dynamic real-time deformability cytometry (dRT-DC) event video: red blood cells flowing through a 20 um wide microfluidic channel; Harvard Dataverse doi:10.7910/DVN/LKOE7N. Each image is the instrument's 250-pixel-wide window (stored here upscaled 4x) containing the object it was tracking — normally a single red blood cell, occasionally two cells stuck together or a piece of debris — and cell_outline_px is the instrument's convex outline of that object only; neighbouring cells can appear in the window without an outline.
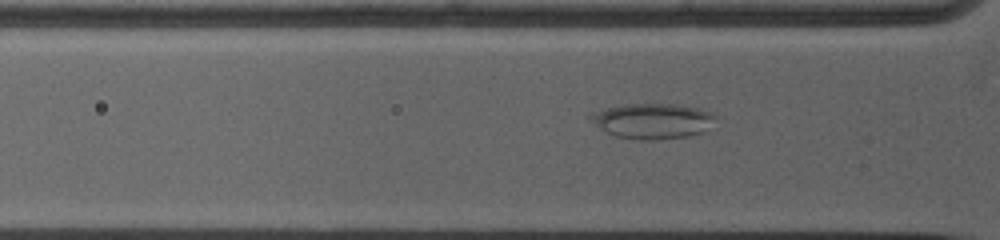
{"species": "common noctule bat (a hibernating species)", "species_latin": "Nyctalus noctula", "temperature_condition": "warm", "stored_images_in_passage": 33, "camera_frame_rate_fps": 5000, "um_per_image_px": 0.085, "animal": {"sex": "female", "body_mass_g": 19.0, "forearm_length_mm": 53.3}, "frame": {"image": 1, "passage_image": 3, "time_ms": 0.6, "image_size_px": [1000, 240], "cell_outline_px": [[716, 116], [700, 132], [688, 136], [656, 140], [640, 140], [616, 136], [600, 128], [588, 116], [588, 112], [624, 104], [676, 104], [700, 108]], "centroid_in_image_um": [55.39, 10.27], "position_along_channel_um": 70.4, "area_um2": 25.32}}
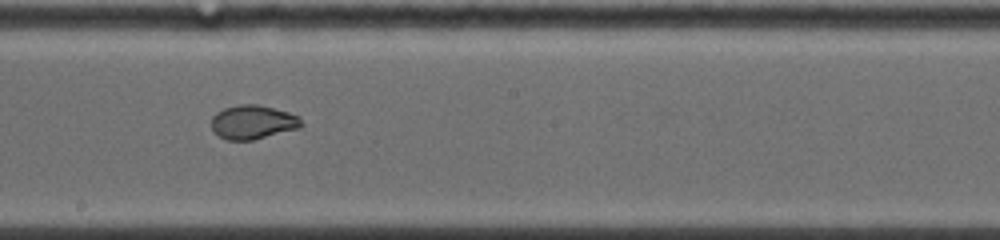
{"frame": {"image": 2, "passage_image": 14, "time_ms": 4.6, "image_size_px": [1000, 240], "cell_outline_px": [[304, 124], [300, 128], [252, 140], [228, 140], [212, 132], [212, 116], [216, 112], [224, 108], [240, 104], [256, 104], [288, 112], [300, 116]], "centroid_in_image_um": [21.5, 10.38], "position_along_channel_um": 226.7, "area_um2": 17.86}}
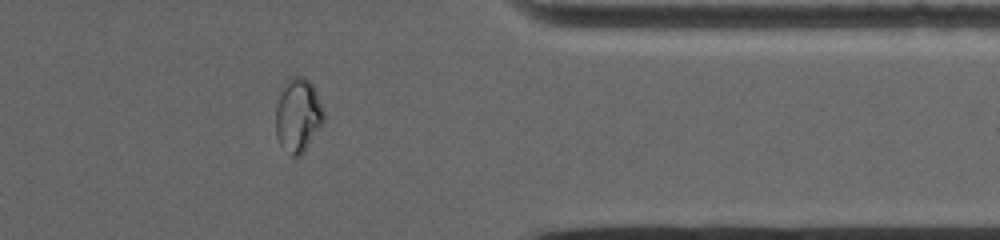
{"frame": {"image": 3, "passage_image": 25, "time_ms": 9.0, "image_size_px": [1000, 240], "cell_outline_px": [[324, 120], [304, 152], [300, 156], [292, 156], [280, 144], [276, 136], [276, 104], [284, 80], [288, 76], [304, 76], [312, 84], [316, 92], [324, 112]], "centroid_in_image_um": [25.31, 9.75], "position_along_channel_um": 386.1, "area_um2": 20.75}}